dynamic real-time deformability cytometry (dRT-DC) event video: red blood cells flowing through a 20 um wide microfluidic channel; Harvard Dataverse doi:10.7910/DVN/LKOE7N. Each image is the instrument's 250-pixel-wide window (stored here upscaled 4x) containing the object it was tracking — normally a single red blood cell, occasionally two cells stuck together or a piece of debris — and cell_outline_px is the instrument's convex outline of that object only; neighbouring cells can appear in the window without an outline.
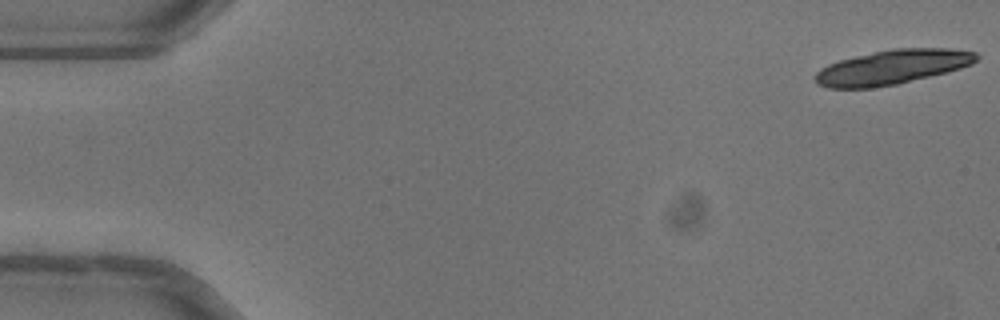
{"species": "common noctule bat (a hibernating species)", "species_latin": "Nyctalus noctula", "temperature_condition": "warm", "stored_images_in_passage": 18, "camera_frame_rate_fps": 3000, "um_per_image_px": 0.085, "animal": {"sex": "female"}, "frame": {"image": 1, "passage_image": 1, "time_ms": 0.0, "image_size_px": [1000, 320], "cell_outline_px": [[980, 56], [972, 64], [960, 68], [896, 84], [872, 88], [828, 88], [816, 84], [812, 76], [820, 68], [828, 64], [840, 60], [856, 56], [892, 48], [948, 48], [976, 52]], "centroid_in_image_um": [75.79, 5.7], "position_along_channel_um": 9.2, "area_um2": 32.31}}